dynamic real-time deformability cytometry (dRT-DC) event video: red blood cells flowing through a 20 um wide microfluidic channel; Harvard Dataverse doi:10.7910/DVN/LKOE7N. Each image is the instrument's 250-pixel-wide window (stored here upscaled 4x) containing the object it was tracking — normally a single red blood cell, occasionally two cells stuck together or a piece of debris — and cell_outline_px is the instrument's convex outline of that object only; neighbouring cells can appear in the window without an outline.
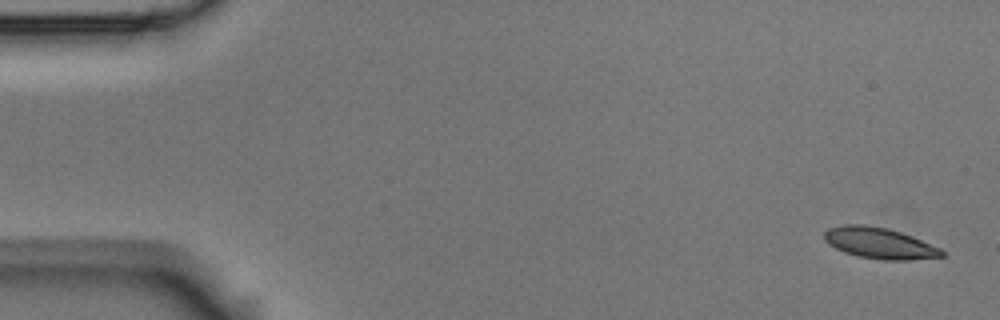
{"species": "Egyptian fruit bat (a non-hibernating species)", "species_latin": "Rousettus aegyptiacus", "temperature_condition": "room temperature", "stored_images_in_passage": 4, "segment_of_instrument_passage": [2, 2], "camera_frame_rate_fps": 3000, "um_per_image_px": 0.085, "animal": {"sex": "male"}, "frame": {"image": 1, "passage_image": 4, "time_ms": 1.0, "image_size_px": [1000, 320], "cell_outline_px": [[944, 256], [912, 260], [880, 260], [856, 256], [844, 252], [828, 244], [824, 240], [824, 232], [828, 228], [844, 224], [864, 224], [888, 228], [912, 236], [940, 248], [944, 252]], "centroid_in_image_um": [74.73, 20.67], "position_along_channel_um": 10.3, "area_um2": 21.44}}